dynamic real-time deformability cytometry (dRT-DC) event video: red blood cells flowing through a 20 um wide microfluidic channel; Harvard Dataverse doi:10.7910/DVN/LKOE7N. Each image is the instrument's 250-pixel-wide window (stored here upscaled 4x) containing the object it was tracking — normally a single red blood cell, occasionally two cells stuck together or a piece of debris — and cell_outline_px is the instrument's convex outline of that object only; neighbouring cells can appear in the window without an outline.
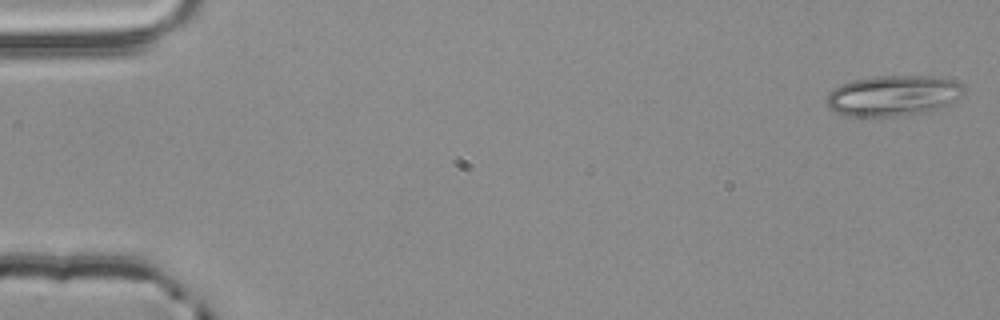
{"species": "common noctule bat (a hibernating species)", "species_latin": "Nyctalus noctula", "temperature_condition": "room temperature", "stored_images_in_passage": 4, "camera_frame_rate_fps": 3000, "um_per_image_px": 0.085, "animal": {"sex": "male", "body_mass_g": 20.4}, "frame": {"image": 1, "passage_image": 1, "time_ms": 0.0, "image_size_px": [1000, 320], "cell_outline_px": [[964, 92], [960, 96], [948, 104], [940, 108], [928, 112], [908, 116], [844, 116], [828, 108], [824, 100], [828, 92], [832, 88], [840, 84], [852, 80], [876, 76], [936, 76], [952, 80], [960, 84], [964, 88]], "centroid_in_image_um": [75.86, 8.14], "position_along_channel_um": 9.1, "area_um2": 32.95}}